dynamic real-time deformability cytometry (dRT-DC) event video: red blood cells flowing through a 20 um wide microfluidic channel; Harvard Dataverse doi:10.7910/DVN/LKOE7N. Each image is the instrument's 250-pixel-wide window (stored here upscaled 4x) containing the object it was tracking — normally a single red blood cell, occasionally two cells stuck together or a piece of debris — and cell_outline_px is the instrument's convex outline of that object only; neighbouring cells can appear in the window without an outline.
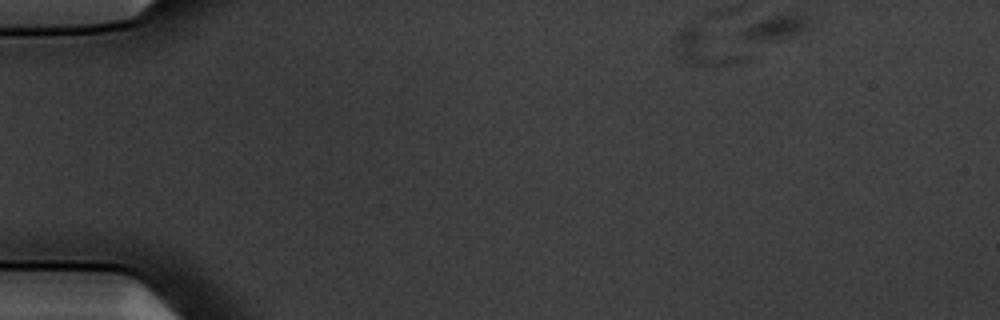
{"species": "common noctule bat (a hibernating species)", "species_latin": "Nyctalus noctula", "temperature_condition": "warm", "stored_images_in_passage": 3, "camera_frame_rate_fps": 3000, "um_per_image_px": 0.085, "animal": {"sex": "male", "body_mass_g": 20.1, "forearm_length_mm": 53.5}, "frame": {"image": 1, "passage_image": 1, "time_ms": 0.0, "image_size_px": [1000, 320], "cell_outline_px": [[744, 60], [728, 64], [688, 64], [684, 60], [676, 36], [676, 32], [692, 24], [744, 56]], "centroid_in_image_um": [59.9, 4.09], "position_along_channel_um": 25.1, "area_um2": 11.96}}